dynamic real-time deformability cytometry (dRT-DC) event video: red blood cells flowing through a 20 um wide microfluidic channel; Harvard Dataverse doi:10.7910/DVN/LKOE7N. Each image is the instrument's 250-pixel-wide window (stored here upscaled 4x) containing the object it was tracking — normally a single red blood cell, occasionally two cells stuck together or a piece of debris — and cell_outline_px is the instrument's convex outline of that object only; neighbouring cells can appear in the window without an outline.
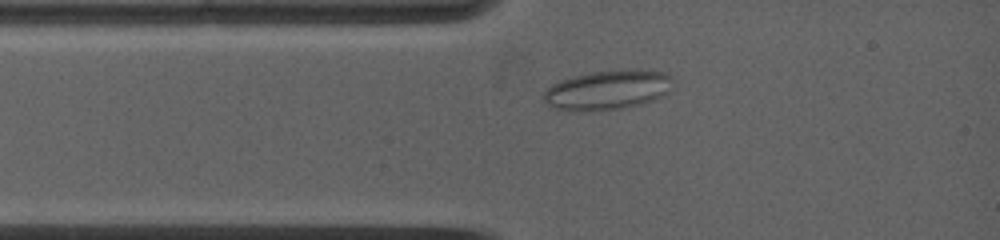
{"species": "common noctule bat (a hibernating species)", "species_latin": "Nyctalus noctula", "temperature_condition": "warm", "stored_images_in_passage": 7, "camera_frame_rate_fps": 5000, "um_per_image_px": 0.085, "animal": {"sex": "female", "body_mass_g": 19.0, "forearm_length_mm": 53.3}, "frame": {"image": 1, "passage_image": 4, "time_ms": 1.6, "image_size_px": [1000, 240], "cell_outline_px": [[672, 80], [668, 92], [664, 96], [644, 104], [620, 108], [556, 108], [548, 104], [544, 100], [544, 92], [552, 84], [576, 76], [592, 72], [636, 68], [640, 68], [668, 72]], "centroid_in_image_um": [51.79, 7.58], "position_along_channel_um": 33.2, "area_um2": 28.96}}
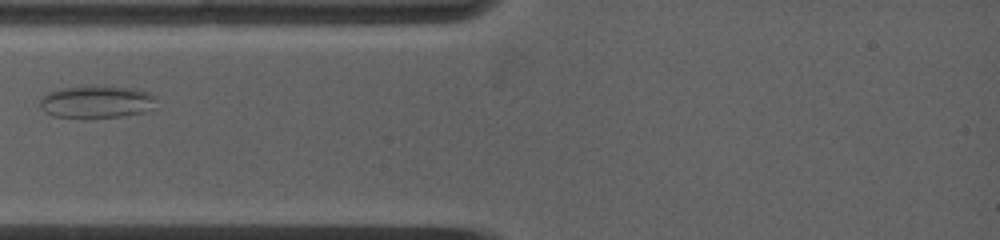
{"frame": {"image": 2, "passage_image": 6, "time_ms": 2.8, "image_size_px": [1000, 240], "cell_outline_px": [[156, 100], [144, 112], [120, 116], [52, 116], [40, 104], [40, 100], [48, 92], [60, 88], [136, 88], [148, 92], [156, 96]], "centroid_in_image_um": [8.23, 8.65], "position_along_channel_um": 76.8, "area_um2": 20.58}}